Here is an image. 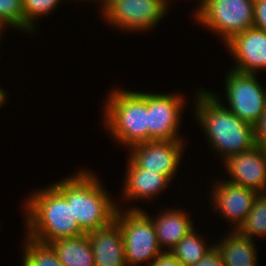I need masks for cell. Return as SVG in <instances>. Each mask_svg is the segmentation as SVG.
<instances>
[{
    "mask_svg": "<svg viewBox=\"0 0 266 266\" xmlns=\"http://www.w3.org/2000/svg\"><path fill=\"white\" fill-rule=\"evenodd\" d=\"M167 4L165 0H115L103 11V16L123 30H148L160 23Z\"/></svg>",
    "mask_w": 266,
    "mask_h": 266,
    "instance_id": "obj_8",
    "label": "cell"
},
{
    "mask_svg": "<svg viewBox=\"0 0 266 266\" xmlns=\"http://www.w3.org/2000/svg\"><path fill=\"white\" fill-rule=\"evenodd\" d=\"M0 25L23 30L22 0H0Z\"/></svg>",
    "mask_w": 266,
    "mask_h": 266,
    "instance_id": "obj_23",
    "label": "cell"
},
{
    "mask_svg": "<svg viewBox=\"0 0 266 266\" xmlns=\"http://www.w3.org/2000/svg\"><path fill=\"white\" fill-rule=\"evenodd\" d=\"M81 172L53 186L71 205L72 215L85 234L110 224L118 206L112 202L99 180L90 172Z\"/></svg>",
    "mask_w": 266,
    "mask_h": 266,
    "instance_id": "obj_2",
    "label": "cell"
},
{
    "mask_svg": "<svg viewBox=\"0 0 266 266\" xmlns=\"http://www.w3.org/2000/svg\"><path fill=\"white\" fill-rule=\"evenodd\" d=\"M128 163L123 198H152L168 186L170 180L165 175L138 168L130 159Z\"/></svg>",
    "mask_w": 266,
    "mask_h": 266,
    "instance_id": "obj_15",
    "label": "cell"
},
{
    "mask_svg": "<svg viewBox=\"0 0 266 266\" xmlns=\"http://www.w3.org/2000/svg\"><path fill=\"white\" fill-rule=\"evenodd\" d=\"M212 92L197 94L196 116L204 128L205 136L216 151L225 159L236 153L253 148L255 143L254 125L249 124L222 105Z\"/></svg>",
    "mask_w": 266,
    "mask_h": 266,
    "instance_id": "obj_1",
    "label": "cell"
},
{
    "mask_svg": "<svg viewBox=\"0 0 266 266\" xmlns=\"http://www.w3.org/2000/svg\"><path fill=\"white\" fill-rule=\"evenodd\" d=\"M49 245L63 266H95L93 250L87 234L57 239Z\"/></svg>",
    "mask_w": 266,
    "mask_h": 266,
    "instance_id": "obj_17",
    "label": "cell"
},
{
    "mask_svg": "<svg viewBox=\"0 0 266 266\" xmlns=\"http://www.w3.org/2000/svg\"><path fill=\"white\" fill-rule=\"evenodd\" d=\"M225 166L231 179L228 182L255 190L266 191V148H253L228 156Z\"/></svg>",
    "mask_w": 266,
    "mask_h": 266,
    "instance_id": "obj_11",
    "label": "cell"
},
{
    "mask_svg": "<svg viewBox=\"0 0 266 266\" xmlns=\"http://www.w3.org/2000/svg\"><path fill=\"white\" fill-rule=\"evenodd\" d=\"M28 237L44 244L85 234L65 197L51 184L26 201Z\"/></svg>",
    "mask_w": 266,
    "mask_h": 266,
    "instance_id": "obj_3",
    "label": "cell"
},
{
    "mask_svg": "<svg viewBox=\"0 0 266 266\" xmlns=\"http://www.w3.org/2000/svg\"><path fill=\"white\" fill-rule=\"evenodd\" d=\"M233 57L236 67L233 70L256 74L257 70L266 68V32L250 27L234 35L225 43Z\"/></svg>",
    "mask_w": 266,
    "mask_h": 266,
    "instance_id": "obj_12",
    "label": "cell"
},
{
    "mask_svg": "<svg viewBox=\"0 0 266 266\" xmlns=\"http://www.w3.org/2000/svg\"><path fill=\"white\" fill-rule=\"evenodd\" d=\"M191 266H224V264L220 252L213 246L201 260Z\"/></svg>",
    "mask_w": 266,
    "mask_h": 266,
    "instance_id": "obj_25",
    "label": "cell"
},
{
    "mask_svg": "<svg viewBox=\"0 0 266 266\" xmlns=\"http://www.w3.org/2000/svg\"><path fill=\"white\" fill-rule=\"evenodd\" d=\"M26 239L23 266H63L49 244L37 242L28 236Z\"/></svg>",
    "mask_w": 266,
    "mask_h": 266,
    "instance_id": "obj_21",
    "label": "cell"
},
{
    "mask_svg": "<svg viewBox=\"0 0 266 266\" xmlns=\"http://www.w3.org/2000/svg\"><path fill=\"white\" fill-rule=\"evenodd\" d=\"M195 230H192L180 240V242L169 253L177 258L183 266H191L201 260L213 246L207 247L205 242L199 238Z\"/></svg>",
    "mask_w": 266,
    "mask_h": 266,
    "instance_id": "obj_19",
    "label": "cell"
},
{
    "mask_svg": "<svg viewBox=\"0 0 266 266\" xmlns=\"http://www.w3.org/2000/svg\"><path fill=\"white\" fill-rule=\"evenodd\" d=\"M185 213L171 209L159 214L154 220L151 218L160 248L168 246L165 252L171 251L192 230L193 221Z\"/></svg>",
    "mask_w": 266,
    "mask_h": 266,
    "instance_id": "obj_16",
    "label": "cell"
},
{
    "mask_svg": "<svg viewBox=\"0 0 266 266\" xmlns=\"http://www.w3.org/2000/svg\"><path fill=\"white\" fill-rule=\"evenodd\" d=\"M237 231L250 239L253 236H266V193L256 196L250 212Z\"/></svg>",
    "mask_w": 266,
    "mask_h": 266,
    "instance_id": "obj_20",
    "label": "cell"
},
{
    "mask_svg": "<svg viewBox=\"0 0 266 266\" xmlns=\"http://www.w3.org/2000/svg\"><path fill=\"white\" fill-rule=\"evenodd\" d=\"M197 9L195 18L218 32L225 43L253 27L254 0H206Z\"/></svg>",
    "mask_w": 266,
    "mask_h": 266,
    "instance_id": "obj_6",
    "label": "cell"
},
{
    "mask_svg": "<svg viewBox=\"0 0 266 266\" xmlns=\"http://www.w3.org/2000/svg\"><path fill=\"white\" fill-rule=\"evenodd\" d=\"M127 210L123 213L117 209L114 219L121 229L126 263L136 266L146 260L153 262L165 251L159 246L151 218L141 209Z\"/></svg>",
    "mask_w": 266,
    "mask_h": 266,
    "instance_id": "obj_5",
    "label": "cell"
},
{
    "mask_svg": "<svg viewBox=\"0 0 266 266\" xmlns=\"http://www.w3.org/2000/svg\"><path fill=\"white\" fill-rule=\"evenodd\" d=\"M214 188L212 195L214 207L219 210L223 217L225 216L235 224L234 229L237 230L245 221L259 193L244 186L230 183L228 180L219 182Z\"/></svg>",
    "mask_w": 266,
    "mask_h": 266,
    "instance_id": "obj_13",
    "label": "cell"
},
{
    "mask_svg": "<svg viewBox=\"0 0 266 266\" xmlns=\"http://www.w3.org/2000/svg\"><path fill=\"white\" fill-rule=\"evenodd\" d=\"M115 0H101V2H103V6H102V12L111 4L113 3Z\"/></svg>",
    "mask_w": 266,
    "mask_h": 266,
    "instance_id": "obj_28",
    "label": "cell"
},
{
    "mask_svg": "<svg viewBox=\"0 0 266 266\" xmlns=\"http://www.w3.org/2000/svg\"><path fill=\"white\" fill-rule=\"evenodd\" d=\"M226 76L225 88L230 112L243 121L254 125L263 115L266 107V91L255 74L233 69Z\"/></svg>",
    "mask_w": 266,
    "mask_h": 266,
    "instance_id": "obj_7",
    "label": "cell"
},
{
    "mask_svg": "<svg viewBox=\"0 0 266 266\" xmlns=\"http://www.w3.org/2000/svg\"><path fill=\"white\" fill-rule=\"evenodd\" d=\"M108 97L104 124L111 137L127 147L148 142L147 93L113 90Z\"/></svg>",
    "mask_w": 266,
    "mask_h": 266,
    "instance_id": "obj_4",
    "label": "cell"
},
{
    "mask_svg": "<svg viewBox=\"0 0 266 266\" xmlns=\"http://www.w3.org/2000/svg\"><path fill=\"white\" fill-rule=\"evenodd\" d=\"M61 0H22L23 30L33 31L34 20L38 16L48 15Z\"/></svg>",
    "mask_w": 266,
    "mask_h": 266,
    "instance_id": "obj_22",
    "label": "cell"
},
{
    "mask_svg": "<svg viewBox=\"0 0 266 266\" xmlns=\"http://www.w3.org/2000/svg\"><path fill=\"white\" fill-rule=\"evenodd\" d=\"M149 266H183V264L177 258H174L169 252H164L151 262Z\"/></svg>",
    "mask_w": 266,
    "mask_h": 266,
    "instance_id": "obj_27",
    "label": "cell"
},
{
    "mask_svg": "<svg viewBox=\"0 0 266 266\" xmlns=\"http://www.w3.org/2000/svg\"><path fill=\"white\" fill-rule=\"evenodd\" d=\"M87 235L93 250L95 266H128L121 229L115 220Z\"/></svg>",
    "mask_w": 266,
    "mask_h": 266,
    "instance_id": "obj_14",
    "label": "cell"
},
{
    "mask_svg": "<svg viewBox=\"0 0 266 266\" xmlns=\"http://www.w3.org/2000/svg\"><path fill=\"white\" fill-rule=\"evenodd\" d=\"M253 27L266 32V0H254Z\"/></svg>",
    "mask_w": 266,
    "mask_h": 266,
    "instance_id": "obj_24",
    "label": "cell"
},
{
    "mask_svg": "<svg viewBox=\"0 0 266 266\" xmlns=\"http://www.w3.org/2000/svg\"><path fill=\"white\" fill-rule=\"evenodd\" d=\"M6 100V93L3 89H0V105L3 104Z\"/></svg>",
    "mask_w": 266,
    "mask_h": 266,
    "instance_id": "obj_29",
    "label": "cell"
},
{
    "mask_svg": "<svg viewBox=\"0 0 266 266\" xmlns=\"http://www.w3.org/2000/svg\"><path fill=\"white\" fill-rule=\"evenodd\" d=\"M214 245L220 252L224 266H257V253L253 239L241 235L237 230Z\"/></svg>",
    "mask_w": 266,
    "mask_h": 266,
    "instance_id": "obj_18",
    "label": "cell"
},
{
    "mask_svg": "<svg viewBox=\"0 0 266 266\" xmlns=\"http://www.w3.org/2000/svg\"><path fill=\"white\" fill-rule=\"evenodd\" d=\"M183 96L147 94L148 142L154 140H181L178 137ZM179 138V139H178Z\"/></svg>",
    "mask_w": 266,
    "mask_h": 266,
    "instance_id": "obj_10",
    "label": "cell"
},
{
    "mask_svg": "<svg viewBox=\"0 0 266 266\" xmlns=\"http://www.w3.org/2000/svg\"><path fill=\"white\" fill-rule=\"evenodd\" d=\"M254 138L256 145L266 147V107L262 117L254 124Z\"/></svg>",
    "mask_w": 266,
    "mask_h": 266,
    "instance_id": "obj_26",
    "label": "cell"
},
{
    "mask_svg": "<svg viewBox=\"0 0 266 266\" xmlns=\"http://www.w3.org/2000/svg\"><path fill=\"white\" fill-rule=\"evenodd\" d=\"M182 140H154L130 147V160L141 169L165 175L170 181L178 171Z\"/></svg>",
    "mask_w": 266,
    "mask_h": 266,
    "instance_id": "obj_9",
    "label": "cell"
}]
</instances>
